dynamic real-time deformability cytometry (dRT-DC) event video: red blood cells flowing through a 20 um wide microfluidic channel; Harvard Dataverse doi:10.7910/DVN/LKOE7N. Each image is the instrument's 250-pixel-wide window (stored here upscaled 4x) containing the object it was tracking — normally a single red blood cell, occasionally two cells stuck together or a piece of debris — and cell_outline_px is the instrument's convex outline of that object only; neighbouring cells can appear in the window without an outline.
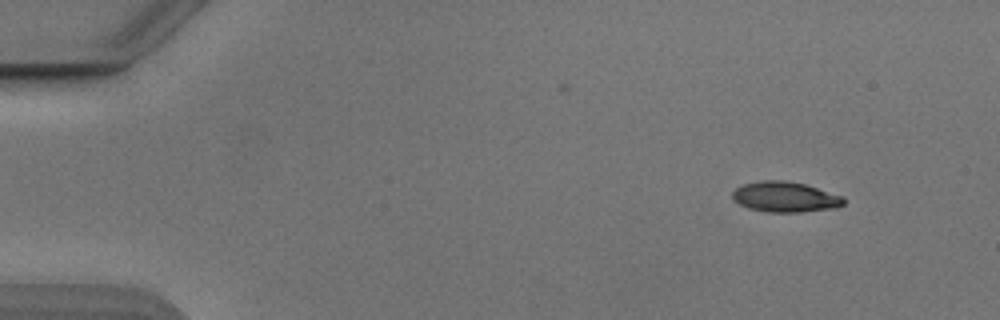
{"species": "Egyptian fruit bat (a non-hibernating species)", "species_latin": "Rousettus aegyptiacus", "temperature_condition": "cold", "stored_images_in_passage": 49, "camera_frame_rate_fps": 3000, "um_per_image_px": 0.085, "animal": {"sex": "male"}, "frame": {"image": 1, "passage_image": 1, "time_ms": 0.0, "image_size_px": [1000, 320], "cell_outline_px": [[844, 204], [836, 208], [800, 212], [768, 212], [748, 208], [732, 200], [732, 192], [736, 188], [744, 184], [760, 180], [784, 180], [804, 184], [844, 196]], "centroid_in_image_um": [66.73, 16.74], "position_along_channel_um": 18.3, "area_um2": 19.77}}
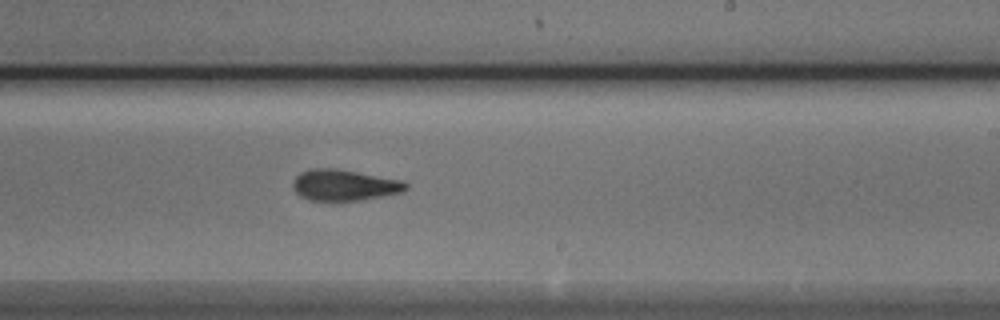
{"frame": {"image": 2, "passage_image": 28, "time_ms": 9.0, "image_size_px": [1000, 320], "cell_outline_px": [[408, 188], [400, 192], [360, 200], [308, 200], [300, 196], [292, 188], [292, 180], [300, 172], [312, 168], [336, 168], [400, 180], [408, 184]], "centroid_in_image_um": [29.19, 15.72], "position_along_channel_um": 259.8, "area_um2": 20.29}}
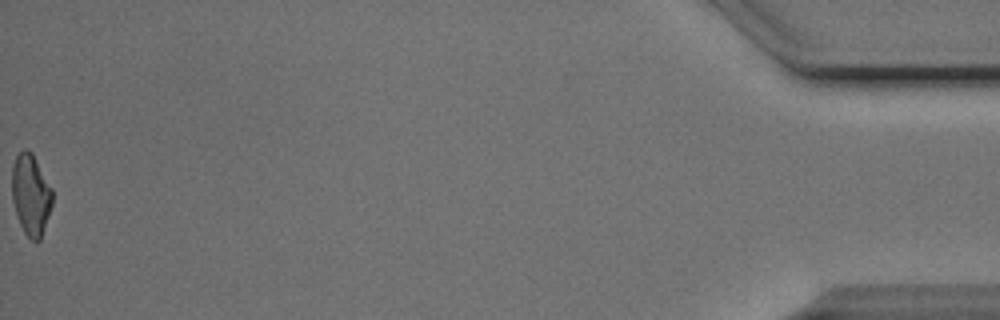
{"frame": {"image": 3, "passage_image": 49, "time_ms": 16.0, "image_size_px": [1000, 320], "cell_outline_px": [[52, 204], [40, 240], [32, 240], [24, 232], [16, 216], [12, 200], [12, 168], [16, 156], [24, 148], [32, 152], [52, 188]], "centroid_in_image_um": [2.61, 16.53], "position_along_channel_um": 432.6, "area_um2": 19.02}, "authors_computed_cell_mechanics": {"area_um2": 19.941, "velocity_mm_per_s": 3.8774, "shape_relaxation_time_tau1_ms": 6.0353, "shape_relaxation_time_tau2_ms": 2.8112, "deformation_change_tau1": 0.1702, "deformation_change_tau2": 0.1066}}